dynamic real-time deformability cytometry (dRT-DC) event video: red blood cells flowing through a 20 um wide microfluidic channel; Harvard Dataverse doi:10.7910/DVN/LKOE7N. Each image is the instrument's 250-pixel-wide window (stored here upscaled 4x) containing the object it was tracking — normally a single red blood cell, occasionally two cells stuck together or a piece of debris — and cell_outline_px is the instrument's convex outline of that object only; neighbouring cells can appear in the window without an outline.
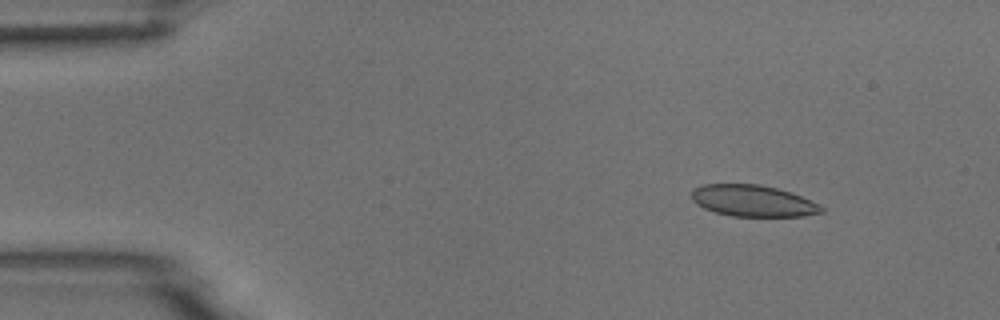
{"species": "common noctule bat (a hibernating species)", "species_latin": "Nyctalus noctula", "temperature_condition": "room temperature", "stored_images_in_passage": 7, "camera_frame_rate_fps": 3000, "um_per_image_px": 0.085, "animal": {"sex": "male", "body_mass_g": 18.8}, "frame": {"image": 1, "passage_image": 2, "time_ms": 1.333, "image_size_px": [1000, 320], "cell_outline_px": [[824, 212], [804, 216], [732, 216], [716, 212], [704, 208], [696, 204], [692, 200], [692, 192], [696, 188], [704, 184], [760, 184], [792, 192], [820, 204], [824, 208]], "centroid_in_image_um": [64.04, 17.07], "position_along_channel_um": 21.0, "area_um2": 23.81}}
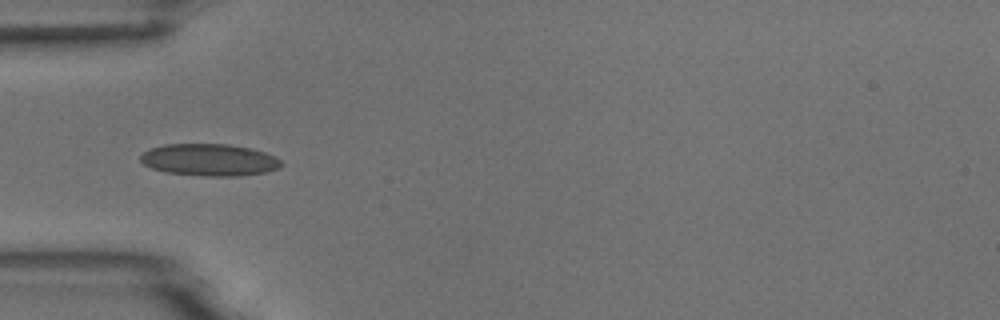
{"frame": {"image": 2, "passage_image": 5, "time_ms": 4.667, "image_size_px": [1000, 320], "cell_outline_px": [[284, 164], [280, 168], [268, 172], [240, 176], [204, 176], [168, 172], [152, 168], [144, 164], [140, 160], [140, 156], [148, 148], [164, 144], [228, 144], [248, 148], [264, 152], [276, 156]], "centroid_in_image_um": [17.82, 13.59], "position_along_channel_um": 67.2, "area_um2": 26.41}}